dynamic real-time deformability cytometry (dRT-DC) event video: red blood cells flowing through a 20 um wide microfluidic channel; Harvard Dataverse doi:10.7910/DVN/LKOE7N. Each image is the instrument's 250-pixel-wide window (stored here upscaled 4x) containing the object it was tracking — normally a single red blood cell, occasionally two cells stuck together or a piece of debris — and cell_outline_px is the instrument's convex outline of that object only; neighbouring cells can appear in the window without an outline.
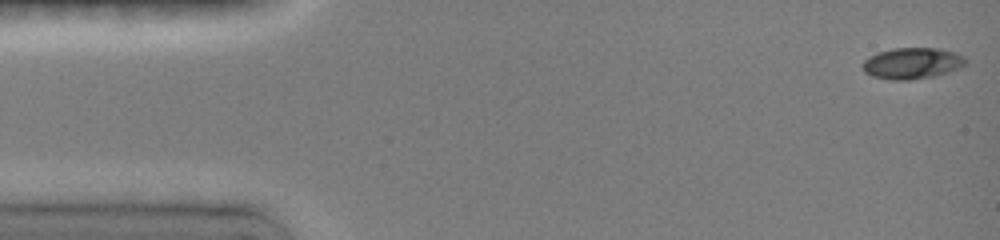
{"species": "common noctule bat (a hibernating species)", "species_latin": "Nyctalus noctula", "temperature_condition": "room temperature", "stored_images_in_passage": 16, "camera_frame_rate_fps": 3000, "um_per_image_px": 0.085, "animal": {"sex": "female", "body_mass_g": 19.0, "forearm_length_mm": 51.5}, "frame": {"image": 1, "passage_image": 1, "time_ms": 0.0, "image_size_px": [1000, 240], "cell_outline_px": [[968, 60], [960, 68], [948, 72], [932, 76], [908, 80], [888, 80], [872, 76], [864, 72], [864, 60], [868, 56], [876, 52], [892, 48], [940, 48], [956, 52], [964, 56]], "centroid_in_image_um": [77.53, 5.37], "position_along_channel_um": 7.5, "area_um2": 18.9}}
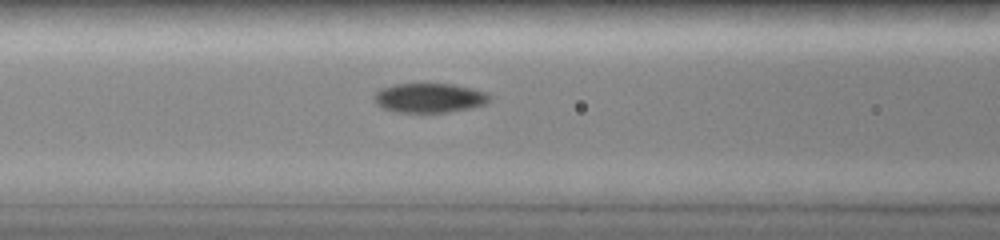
{"frame": {"image": 2, "passage_image": 13, "time_ms": 6.0, "image_size_px": [1000, 240], "cell_outline_px": [[488, 100], [484, 104], [452, 112], [392, 112], [380, 108], [376, 104], [376, 92], [384, 88], [396, 84], [452, 84], [484, 92], [488, 96]], "centroid_in_image_um": [36.44, 8.34], "position_along_channel_um": 130.2, "area_um2": 19.36}}
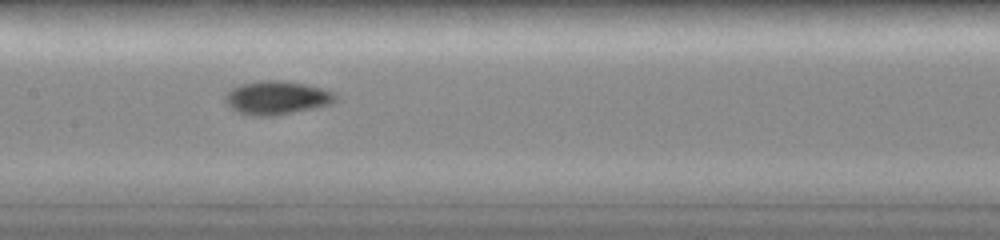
{"frame": {"image": 3, "passage_image": 15, "time_ms": 7.333, "image_size_px": [1000, 240], "cell_outline_px": [[336, 100], [328, 104], [312, 108], [272, 116], [248, 116], [236, 112], [228, 104], [228, 92], [232, 88], [240, 84], [264, 80], [280, 80], [304, 84], [320, 88], [332, 92], [336, 96]], "centroid_in_image_um": [23.5, 8.31], "position_along_channel_um": 183.9, "area_um2": 21.04}}